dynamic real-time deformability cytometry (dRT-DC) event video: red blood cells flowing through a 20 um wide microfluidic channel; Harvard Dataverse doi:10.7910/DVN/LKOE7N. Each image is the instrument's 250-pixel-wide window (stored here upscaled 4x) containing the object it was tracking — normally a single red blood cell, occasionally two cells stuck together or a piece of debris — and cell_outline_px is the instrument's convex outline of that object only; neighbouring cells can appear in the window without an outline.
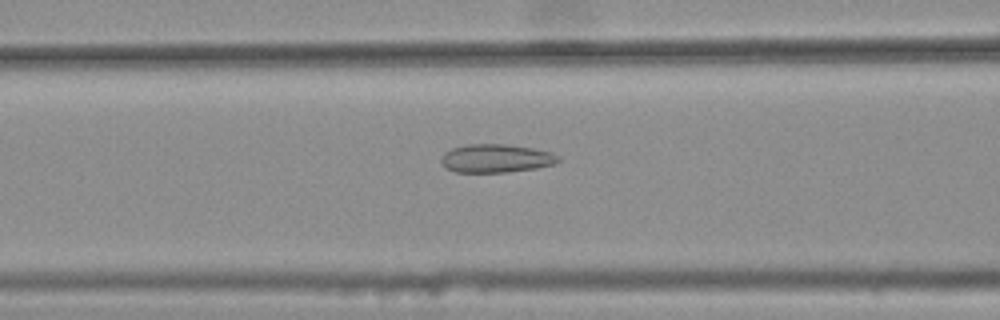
{"species": "common noctule bat (a hibernating species)", "species_latin": "Nyctalus noctula", "temperature_condition": "warm", "stored_images_in_passage": 39, "camera_frame_rate_fps": 3000, "um_per_image_px": 0.085, "animal": {"sex": "female", "body_mass_g": 25.1}, "frame": {"image": 1, "passage_image": 13, "time_ms": 4.0, "image_size_px": [1000, 320], "cell_outline_px": [[560, 160], [556, 164], [536, 168], [508, 172], [456, 172], [448, 168], [440, 160], [444, 152], [452, 148], [468, 144], [504, 144], [532, 148], [552, 152], [560, 156]], "centroid_in_image_um": [42.2, 13.46], "position_along_channel_um": 124.4, "area_um2": 19.36}}
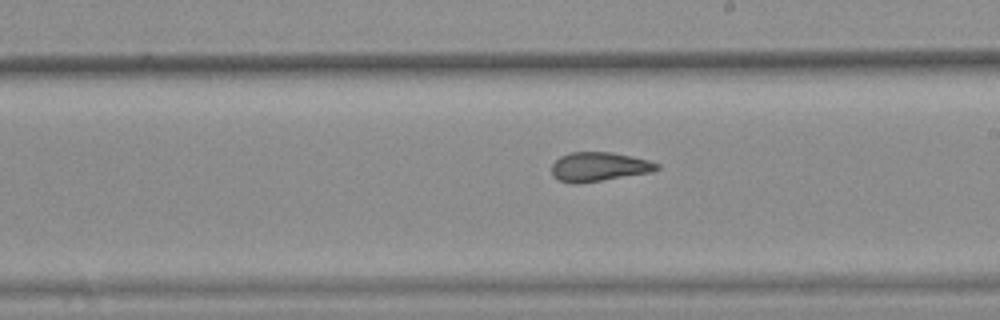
{"frame": {"image": 2, "passage_image": 22, "time_ms": 7.0, "image_size_px": [1000, 320], "cell_outline_px": [[660, 168], [652, 172], [580, 184], [572, 184], [560, 180], [552, 176], [552, 164], [560, 156], [572, 152], [612, 152], [632, 156], [648, 160], [660, 164]], "centroid_in_image_um": [50.92, 14.18], "position_along_channel_um": 238.1, "area_um2": 18.03}}
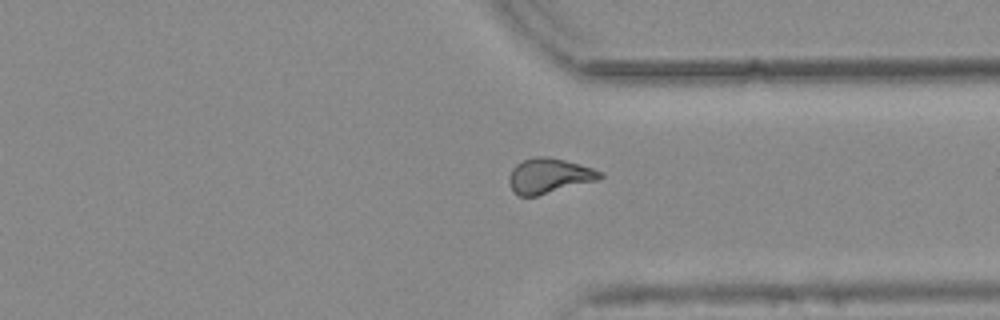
{"frame": {"image": 3, "passage_image": 32, "time_ms": 10.333, "image_size_px": [1000, 320], "cell_outline_px": [[604, 176], [600, 180], [536, 196], [520, 196], [512, 192], [508, 184], [508, 176], [512, 168], [516, 164], [524, 160], [536, 156], [544, 156], [564, 160], [592, 168], [604, 172]], "centroid_in_image_um": [46.66, 14.96], "position_along_channel_um": 364.7, "area_um2": 18.79}, "authors_computed_cell_mechanics": {"area_um2": 18.4382, "velocity_mm_per_s": 3.7932, "shape_relaxation_time_tau1_ms": null, "shape_relaxation_time_tau2_ms": 1.5506, "deformation_change_tau1": null, "deformation_change_tau2": 0.0994}}